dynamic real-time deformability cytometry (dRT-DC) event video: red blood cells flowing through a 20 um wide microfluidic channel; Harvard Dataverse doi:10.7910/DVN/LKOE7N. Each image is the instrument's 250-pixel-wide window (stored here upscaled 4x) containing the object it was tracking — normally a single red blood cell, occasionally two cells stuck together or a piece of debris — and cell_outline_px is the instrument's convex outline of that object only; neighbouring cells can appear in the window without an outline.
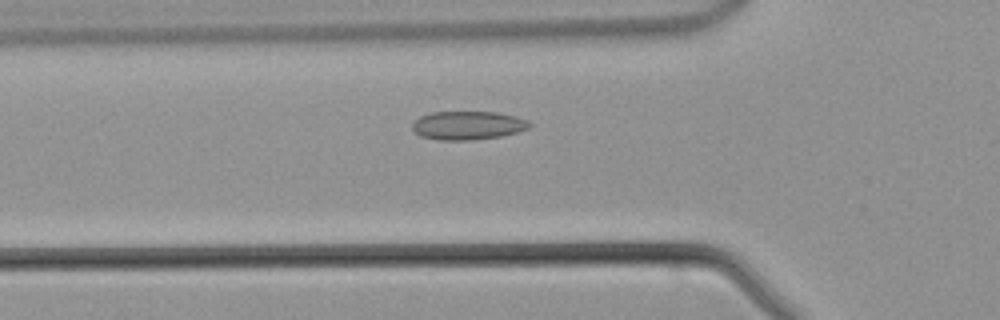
{"species": "common noctule bat (a hibernating species)", "species_latin": "Nyctalus noctula", "temperature_condition": "warm", "stored_images_in_passage": 40, "camera_frame_rate_fps": 3000, "um_per_image_px": 0.085, "animal": {"sex": "male", "body_mass_g": 21.5, "forearm_length_mm": 52.0}, "frame": {"image": 1, "passage_image": 10, "time_ms": 3.0, "image_size_px": [1000, 320], "cell_outline_px": [[532, 124], [528, 128], [516, 132], [500, 136], [472, 140], [440, 140], [420, 136], [412, 128], [412, 124], [420, 116], [432, 112], [496, 112], [516, 116], [528, 120]], "centroid_in_image_um": [39.77, 10.65], "position_along_channel_um": 86.0, "area_um2": 19.42}}
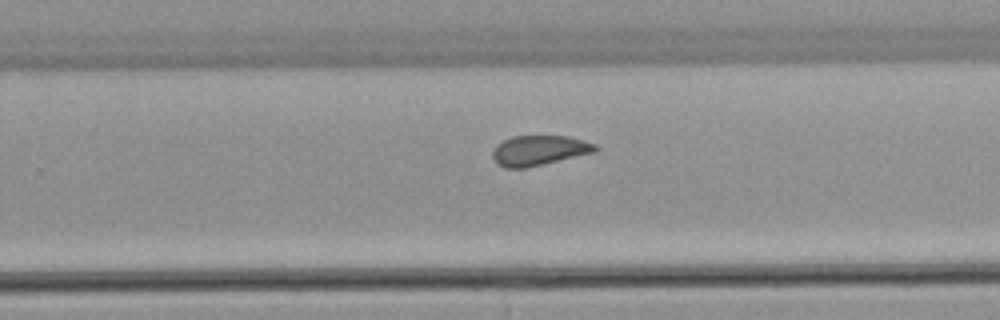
{"frame": {"image": 2, "passage_image": 23, "time_ms": 7.333, "image_size_px": [1000, 320], "cell_outline_px": [[600, 148], [596, 152], [524, 168], [504, 168], [496, 164], [492, 156], [492, 152], [496, 144], [512, 136], [568, 136], [584, 140], [596, 144]], "centroid_in_image_um": [45.82, 12.78], "position_along_channel_um": 284.0, "area_um2": 18.09}}
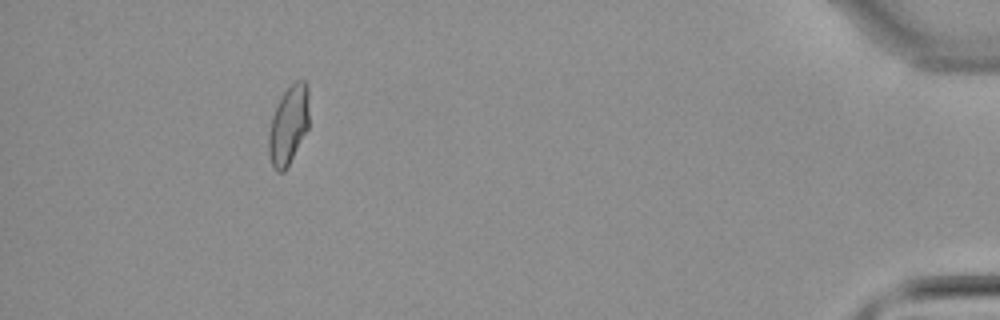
{"frame": {"image": 3, "passage_image": 36, "time_ms": 11.667, "image_size_px": [1000, 320], "cell_outline_px": [[308, 128], [284, 172], [276, 172], [272, 168], [268, 152], [268, 136], [272, 116], [280, 96], [296, 80], [304, 80], [308, 84]], "centroid_in_image_um": [24.51, 10.63], "position_along_channel_um": 410.7, "area_um2": 18.55}}